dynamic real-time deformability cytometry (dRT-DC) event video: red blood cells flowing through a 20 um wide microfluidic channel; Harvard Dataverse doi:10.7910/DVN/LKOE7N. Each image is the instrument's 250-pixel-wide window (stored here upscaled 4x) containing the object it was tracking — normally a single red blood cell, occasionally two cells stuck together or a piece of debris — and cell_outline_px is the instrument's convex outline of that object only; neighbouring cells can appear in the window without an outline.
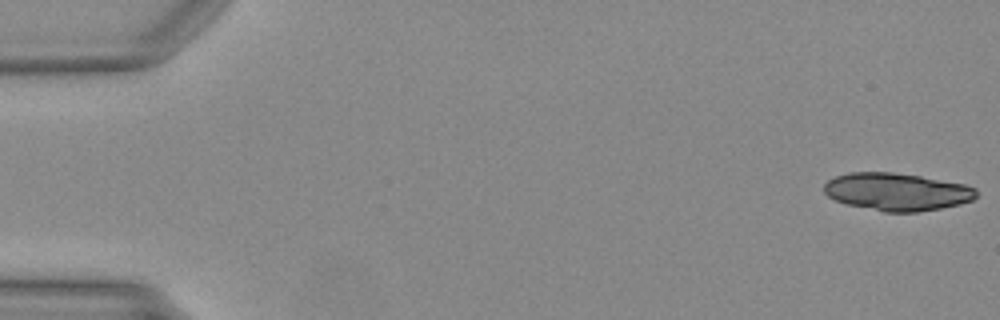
{"species": "Egyptian fruit bat (a non-hibernating species)", "species_latin": "Rousettus aegyptiacus", "temperature_condition": "warm", "stored_images_in_passage": 19, "camera_frame_rate_fps": 3000, "um_per_image_px": 0.085, "animal": {"sex": "female"}, "frame": {"image": 1, "passage_image": 1, "time_ms": 0.0, "image_size_px": [1000, 320], "cell_outline_px": [[976, 196], [972, 200], [960, 204], [940, 208], [916, 212], [884, 212], [848, 204], [836, 200], [828, 196], [824, 192], [824, 184], [828, 180], [836, 176], [848, 172], [892, 172], [920, 176], [968, 184], [976, 188]], "centroid_in_image_um": [76.25, 16.29], "position_along_channel_um": 8.7, "area_um2": 33.41}}